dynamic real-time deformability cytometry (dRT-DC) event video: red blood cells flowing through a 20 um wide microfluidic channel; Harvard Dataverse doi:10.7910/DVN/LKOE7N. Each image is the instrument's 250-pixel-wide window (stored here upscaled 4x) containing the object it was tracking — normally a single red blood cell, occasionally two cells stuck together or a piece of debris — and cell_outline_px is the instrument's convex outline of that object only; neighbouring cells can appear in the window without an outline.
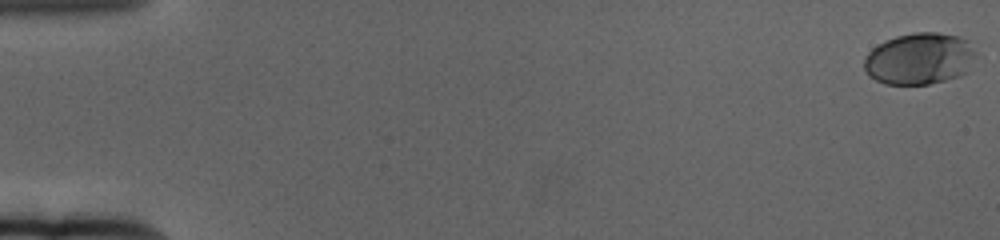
{"species": "human", "species_latin": "Homo sapiens", "temperature_condition": "cold", "stored_images_in_passage": 62, "camera_frame_rate_fps": 3000, "um_per_image_px": 0.085, "donor": {"sex": "female"}, "frame": {"image": 1, "passage_image": 1, "time_ms": 0.0, "image_size_px": [1000, 240], "cell_outline_px": [[976, 56], [964, 72], [960, 76], [928, 84], [884, 84], [868, 76], [864, 68], [864, 60], [868, 52], [872, 48], [884, 40], [896, 36], [916, 32], [940, 32], [960, 36], [968, 40], [976, 52]], "centroid_in_image_um": [78.14, 4.97], "position_along_channel_um": 6.9, "area_um2": 33.81}}
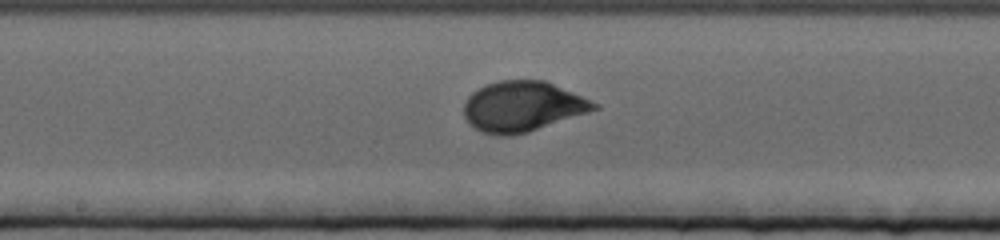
{"frame": {"image": 2, "passage_image": 34, "time_ms": 11.0, "image_size_px": [1000, 240], "cell_outline_px": [[600, 108], [528, 132], [512, 136], [496, 136], [472, 128], [468, 124], [464, 116], [464, 104], [468, 96], [472, 92], [484, 84], [500, 80], [544, 80], [600, 104]], "centroid_in_image_um": [44.37, 9.06], "position_along_channel_um": 203.8, "area_um2": 38.26}}
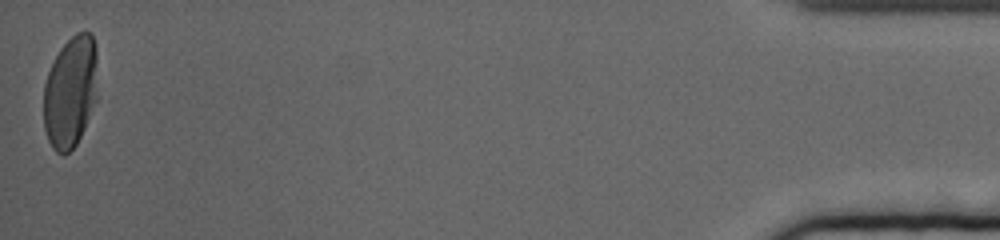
{"frame": {"image": 3, "passage_image": 62, "time_ms": 20.333, "image_size_px": [1000, 240], "cell_outline_px": [[96, 100], [84, 128], [76, 144], [64, 156], [56, 152], [52, 148], [48, 140], [44, 128], [44, 84], [48, 72], [60, 48], [76, 32], [92, 32], [96, 48]], "centroid_in_image_um": [5.97, 7.81], "position_along_channel_um": 429.2, "area_um2": 35.08}, "authors_computed_cell_mechanics": {"area_um2": 35.258, "velocity_mm_per_s": 3.3353, "shape_relaxation_time_tau1_ms": 3.504, "shape_relaxation_time_tau2_ms": null, "deformation_change_tau1": 0.1587, "deformation_change_tau2": null}}